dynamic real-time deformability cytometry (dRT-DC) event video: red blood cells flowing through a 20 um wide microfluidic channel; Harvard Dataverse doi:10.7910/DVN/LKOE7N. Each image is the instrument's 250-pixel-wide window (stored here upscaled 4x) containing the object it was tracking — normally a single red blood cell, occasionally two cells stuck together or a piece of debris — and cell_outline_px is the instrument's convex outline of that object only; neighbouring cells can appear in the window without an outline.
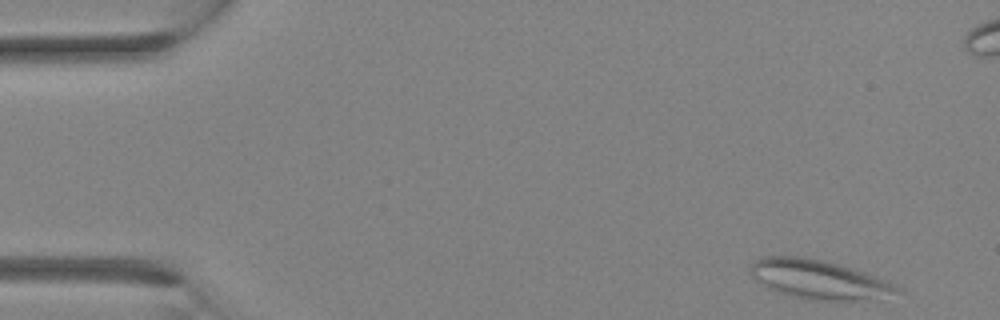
{"species": "Egyptian fruit bat (a non-hibernating species)", "species_latin": "Rousettus aegyptiacus", "temperature_condition": "room temperature", "stored_images_in_passage": 32, "camera_frame_rate_fps": 3000, "um_per_image_px": 0.085, "animal": {"sex": "female"}, "frame": {"image": 1, "passage_image": 1, "time_ms": 0.0, "image_size_px": [1000, 320], "cell_outline_px": [[904, 292], [876, 300], [804, 300], [764, 288], [752, 276], [752, 264], [756, 260], [764, 256], [804, 256], [840, 264], [876, 276], [900, 288]], "centroid_in_image_um": [69.62, 23.77], "position_along_channel_um": 15.4, "area_um2": 33.76}}
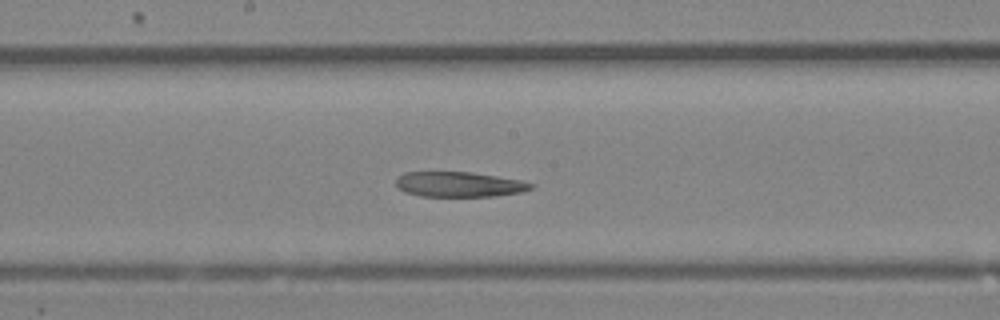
{"frame": {"image": 2, "passage_image": 16, "time_ms": 5.0, "image_size_px": [1000, 320], "cell_outline_px": [[536, 184], [532, 188], [520, 192], [496, 196], [420, 196], [404, 192], [396, 188], [396, 180], [404, 172], [472, 172], [520, 180]], "centroid_in_image_um": [39.01, 15.67], "position_along_channel_um": 209.2, "area_um2": 19.77}}
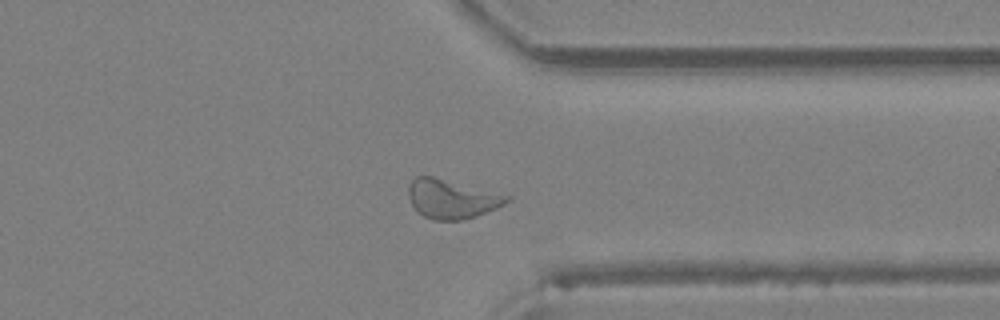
{"frame": {"image": 3, "passage_image": 24, "time_ms": 7.667, "image_size_px": [1000, 320], "cell_outline_px": [[512, 200], [496, 208], [476, 216], [460, 220], [432, 220], [424, 216], [412, 204], [408, 196], [408, 188], [412, 180], [416, 176], [432, 176], [512, 196]], "centroid_in_image_um": [38.41, 16.91], "position_along_channel_um": 373.0, "area_um2": 22.2}}